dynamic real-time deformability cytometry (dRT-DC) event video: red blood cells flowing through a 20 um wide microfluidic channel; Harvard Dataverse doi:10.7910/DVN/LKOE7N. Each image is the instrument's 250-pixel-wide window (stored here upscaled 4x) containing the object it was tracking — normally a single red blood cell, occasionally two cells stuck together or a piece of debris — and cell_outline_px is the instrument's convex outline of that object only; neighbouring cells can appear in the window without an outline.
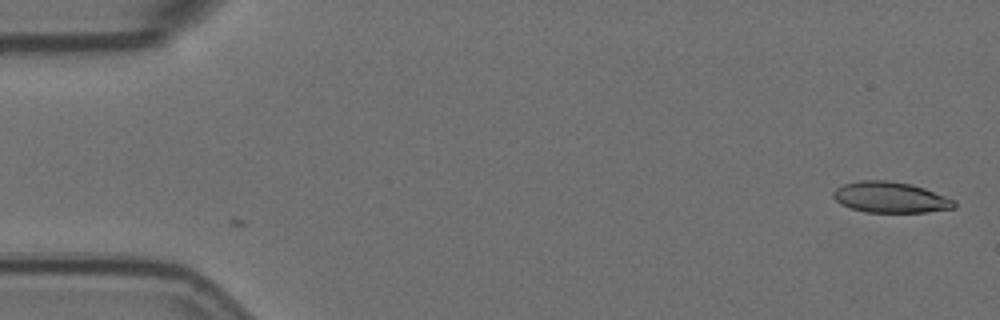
{"species": "Egyptian fruit bat (a non-hibernating species)", "species_latin": "Rousettus aegyptiacus", "temperature_condition": "room temperature", "stored_images_in_passage": 4, "segment_of_instrument_passage": [2, 2], "camera_frame_rate_fps": 3000, "um_per_image_px": 0.085, "animal": {"sex": "female"}, "frame": {"image": 1, "passage_image": 4, "time_ms": 1.0, "image_size_px": [1000, 320], "cell_outline_px": [[956, 208], [928, 212], [864, 212], [840, 204], [832, 196], [832, 192], [836, 188], [844, 184], [860, 180], [884, 180], [908, 184], [924, 188], [956, 200]], "centroid_in_image_um": [75.69, 16.78], "position_along_channel_um": 9.3, "area_um2": 21.73}}